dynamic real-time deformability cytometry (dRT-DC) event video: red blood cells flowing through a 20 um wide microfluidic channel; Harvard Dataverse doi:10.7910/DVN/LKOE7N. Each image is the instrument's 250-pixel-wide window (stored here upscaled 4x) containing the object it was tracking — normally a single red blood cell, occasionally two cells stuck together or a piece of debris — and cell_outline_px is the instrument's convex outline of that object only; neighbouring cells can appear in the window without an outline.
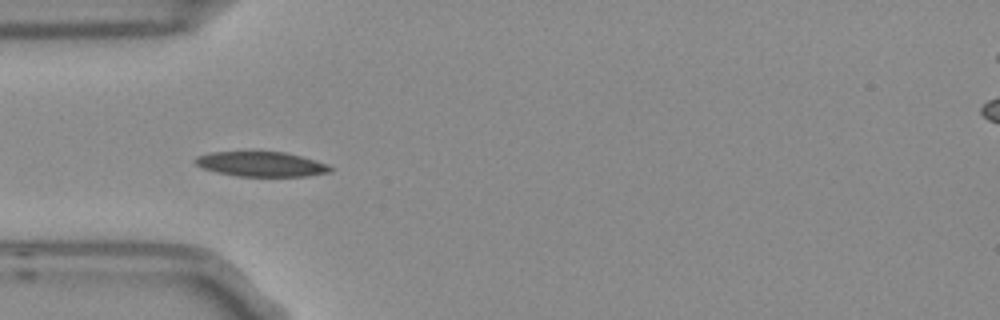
{"species": "Egyptian fruit bat (a non-hibernating species)", "species_latin": "Rousettus aegyptiacus", "temperature_condition": "room temperature", "stored_images_in_passage": 5, "camera_frame_rate_fps": 3000, "um_per_image_px": 0.085, "frame": {"image": 1, "passage_image": 5, "time_ms": 1.333, "image_size_px": [1000, 320], "cell_outline_px": [[332, 172], [308, 176], [236, 176], [216, 172], [204, 168], [196, 164], [192, 160], [196, 156], [212, 152], [284, 152], [316, 160], [328, 164], [332, 168]], "centroid_in_image_um": [22.21, 13.95], "position_along_channel_um": 62.8, "area_um2": 19.54}}